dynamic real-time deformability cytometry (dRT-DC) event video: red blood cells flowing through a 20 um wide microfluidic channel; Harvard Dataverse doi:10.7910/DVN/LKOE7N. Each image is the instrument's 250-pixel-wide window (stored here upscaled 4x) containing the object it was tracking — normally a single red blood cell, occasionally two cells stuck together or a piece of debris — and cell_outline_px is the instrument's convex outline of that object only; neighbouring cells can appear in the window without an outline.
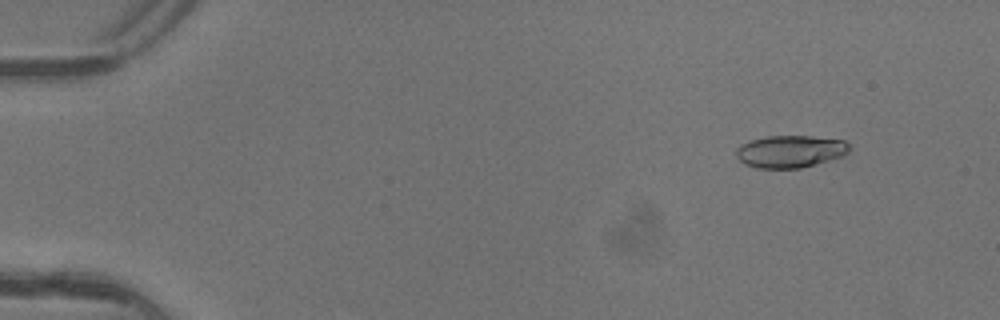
{"species": "common noctule bat (a hibernating species)", "species_latin": "Nyctalus noctula", "temperature_condition": "warm", "stored_images_in_passage": 4, "camera_frame_rate_fps": 3000, "um_per_image_px": 0.085, "animal": {"sex": "female"}, "frame": {"image": 1, "passage_image": 2, "time_ms": 0.333, "image_size_px": [1000, 320], "cell_outline_px": [[848, 152], [840, 156], [828, 160], [800, 168], [756, 168], [744, 164], [736, 156], [736, 148], [740, 144], [748, 140], [768, 136], [812, 136], [844, 140], [848, 144]], "centroid_in_image_um": [67.1, 12.86], "position_along_channel_um": 17.9, "area_um2": 21.21}}